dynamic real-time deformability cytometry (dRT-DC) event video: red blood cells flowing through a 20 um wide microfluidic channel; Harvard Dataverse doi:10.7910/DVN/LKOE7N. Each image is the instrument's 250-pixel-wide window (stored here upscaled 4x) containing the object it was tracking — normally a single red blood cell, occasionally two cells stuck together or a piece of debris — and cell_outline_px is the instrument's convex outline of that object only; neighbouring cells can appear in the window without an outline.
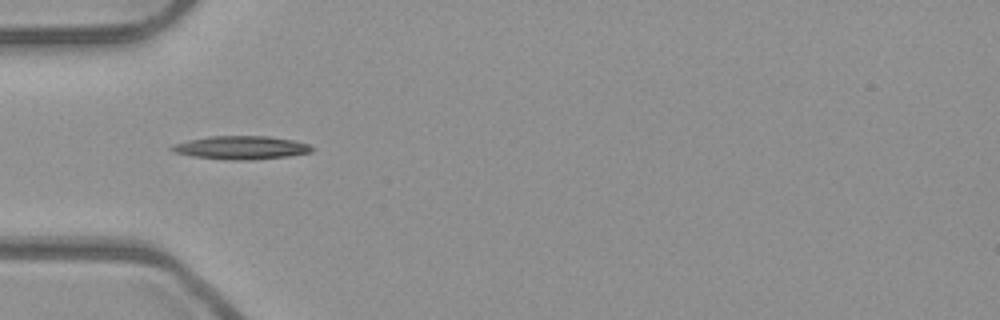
{"species": "common noctule bat (a hibernating species)", "species_latin": "Nyctalus noctula", "temperature_condition": "room temperature", "stored_images_in_passage": 6, "camera_frame_rate_fps": 3000, "um_per_image_px": 0.085, "animal": {"sex": "male", "body_mass_g": 23.1, "forearm_length_mm": 52.7}, "frame": {"image": 1, "passage_image": 3, "time_ms": 0.667, "image_size_px": [1000, 320], "cell_outline_px": [[316, 148], [312, 152], [288, 156], [252, 160], [232, 160], [192, 156], [176, 152], [168, 148], [172, 144], [188, 140], [208, 136], [268, 136], [292, 140], [308, 144]], "centroid_in_image_um": [20.5, 12.54], "position_along_channel_um": 64.5, "area_um2": 19.07}}